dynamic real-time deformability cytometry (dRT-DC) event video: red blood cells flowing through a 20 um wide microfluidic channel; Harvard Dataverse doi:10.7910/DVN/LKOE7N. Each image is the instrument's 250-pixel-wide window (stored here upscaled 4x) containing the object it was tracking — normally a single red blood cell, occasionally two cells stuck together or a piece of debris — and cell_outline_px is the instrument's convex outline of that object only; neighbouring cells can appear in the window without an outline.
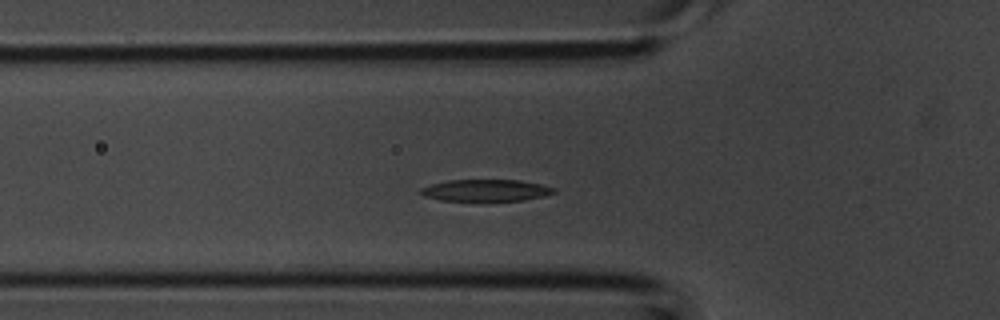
{"species": "common noctule bat (a hibernating species)", "species_latin": "Nyctalus noctula", "temperature_condition": "room temperature", "stored_images_in_passage": 25, "camera_frame_rate_fps": 3000, "um_per_image_px": 0.085, "animal": {"sex": "male", "body_mass_g": 20.1, "forearm_length_mm": 53.5}, "frame": {"image": 1, "passage_image": 5, "time_ms": 1.333, "image_size_px": [1000, 320], "cell_outline_px": [[556, 192], [544, 196], [524, 200], [440, 200], [424, 196], [416, 192], [420, 188], [432, 184], [448, 180], [520, 180], [540, 184], [556, 188]], "centroid_in_image_um": [41.27, 16.17], "position_along_channel_um": 84.5, "area_um2": 16.82}}
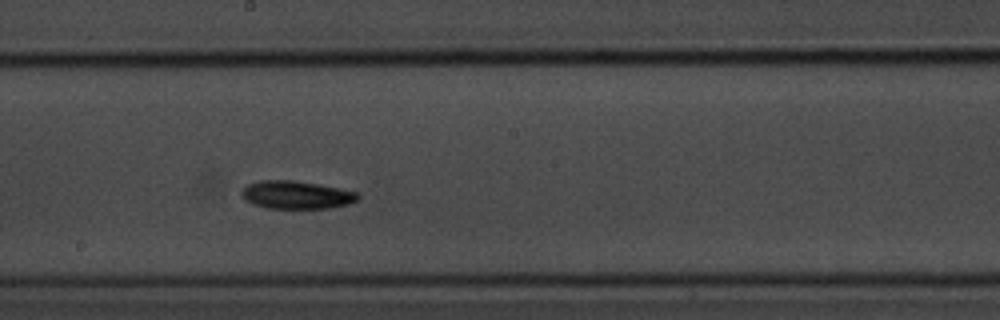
{"frame": {"image": 2, "passage_image": 14, "time_ms": 4.333, "image_size_px": [1000, 320], "cell_outline_px": [[360, 196], [356, 200], [348, 204], [332, 208], [268, 208], [252, 204], [244, 200], [240, 192], [248, 184], [260, 180], [292, 180], [340, 188], [356, 192]], "centroid_in_image_um": [25.16, 16.57], "position_along_channel_um": 223.0, "area_um2": 18.9}}
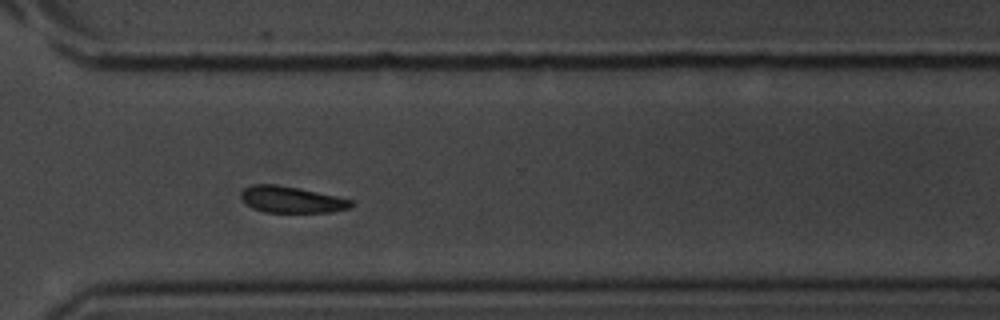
{"frame": {"image": 3, "passage_image": 22, "time_ms": 7.0, "image_size_px": [1000, 320], "cell_outline_px": [[356, 204], [352, 208], [332, 212], [264, 212], [252, 208], [240, 196], [240, 192], [244, 188], [252, 184], [276, 184], [336, 196], [352, 200]], "centroid_in_image_um": [24.8, 16.97], "position_along_channel_um": 345.8, "area_um2": 16.94}}